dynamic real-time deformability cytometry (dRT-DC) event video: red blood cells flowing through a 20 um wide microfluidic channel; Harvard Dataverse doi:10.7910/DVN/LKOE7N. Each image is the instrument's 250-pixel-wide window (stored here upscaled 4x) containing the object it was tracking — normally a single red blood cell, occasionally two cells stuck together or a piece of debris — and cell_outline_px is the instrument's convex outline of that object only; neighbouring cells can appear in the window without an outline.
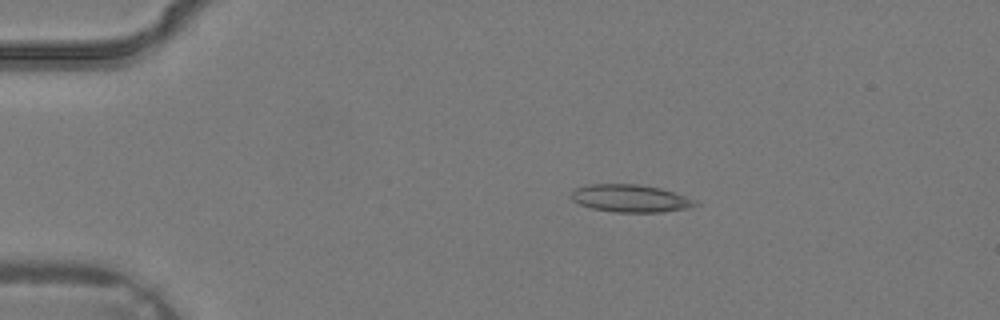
{"species": "common noctule bat (a hibernating species)", "species_latin": "Nyctalus noctula", "temperature_condition": "warm", "stored_images_in_passage": 1, "camera_frame_rate_fps": 3000, "um_per_image_px": 0.085, "animal": {"sex": "male", "body_mass_g": 19.2, "forearm_length_mm": 51.8}, "frame": {"image": 1, "passage_image": 1, "time_ms": 0.0, "image_size_px": [1000, 320], "cell_outline_px": [[700, 204], [688, 208], [664, 212], [616, 212], [592, 208], [580, 204], [572, 200], [568, 196], [572, 188], [588, 184], [636, 184], [660, 188], [696, 200]], "centroid_in_image_um": [53.52, 16.85], "position_along_channel_um": 31.5, "area_um2": 20.06}}